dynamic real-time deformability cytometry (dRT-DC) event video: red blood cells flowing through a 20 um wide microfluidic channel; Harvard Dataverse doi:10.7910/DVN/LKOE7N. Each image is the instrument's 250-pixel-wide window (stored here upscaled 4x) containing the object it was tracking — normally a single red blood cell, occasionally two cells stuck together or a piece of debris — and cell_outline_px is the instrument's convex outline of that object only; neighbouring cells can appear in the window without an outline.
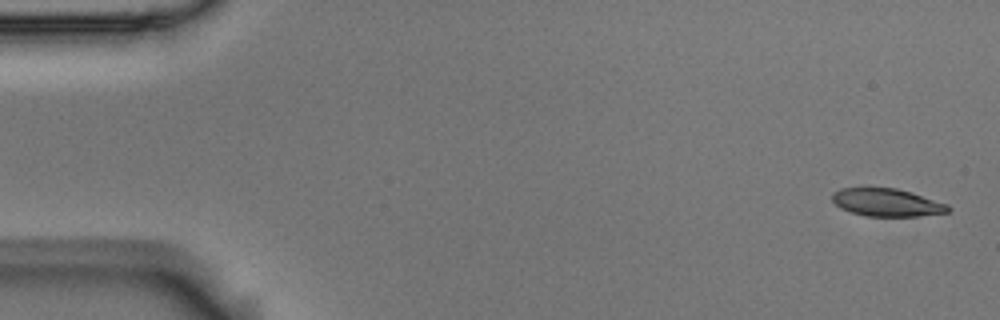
{"species": "Egyptian fruit bat (a non-hibernating species)", "species_latin": "Rousettus aegyptiacus", "temperature_condition": "room temperature", "stored_images_in_passage": 4, "camera_frame_rate_fps": 3000, "um_per_image_px": 0.085, "animal": {"sex": "male"}, "frame": {"image": 1, "passage_image": 1, "time_ms": 0.0, "image_size_px": [1000, 320], "cell_outline_px": [[952, 208], [948, 212], [916, 216], [864, 216], [840, 208], [832, 200], [832, 192], [840, 188], [896, 188], [912, 192], [948, 204]], "centroid_in_image_um": [75.38, 17.21], "position_along_channel_um": 9.6, "area_um2": 18.79}}
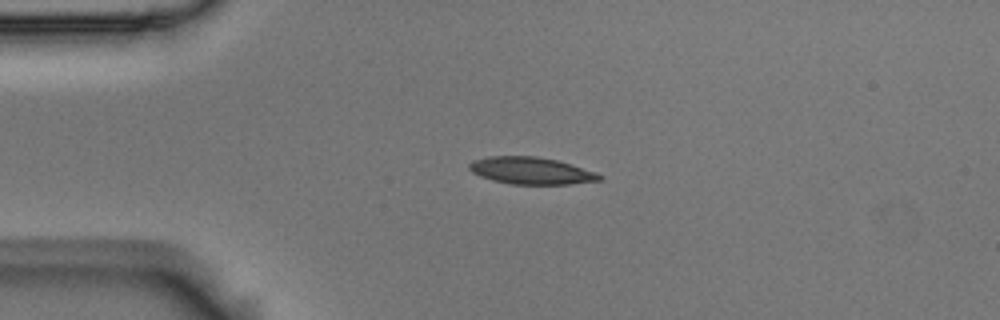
{"frame": {"image": 2, "passage_image": 3, "time_ms": 0.667, "image_size_px": [1000, 320], "cell_outline_px": [[604, 180], [568, 184], [512, 184], [492, 180], [480, 176], [472, 172], [468, 168], [468, 164], [472, 160], [488, 156], [536, 156], [556, 160], [596, 172], [604, 176]], "centroid_in_image_um": [45.13, 14.51], "position_along_channel_um": 39.9, "area_um2": 20.58}}